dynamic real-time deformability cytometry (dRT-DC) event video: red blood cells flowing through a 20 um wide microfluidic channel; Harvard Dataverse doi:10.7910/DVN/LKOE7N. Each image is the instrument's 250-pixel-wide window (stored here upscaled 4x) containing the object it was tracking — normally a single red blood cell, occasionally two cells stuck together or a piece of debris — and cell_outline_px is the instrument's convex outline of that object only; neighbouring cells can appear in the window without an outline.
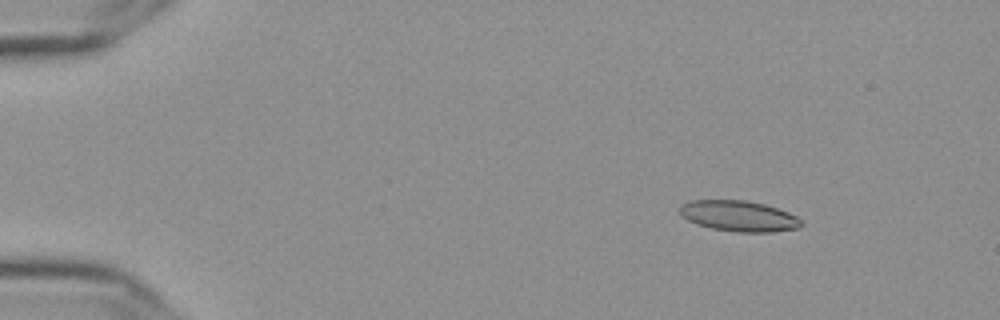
{"species": "Egyptian fruit bat (a non-hibernating species)", "species_latin": "Rousettus aegyptiacus", "temperature_condition": "cold", "stored_images_in_passage": 57, "camera_frame_rate_fps": 3000, "um_per_image_px": 0.085, "frame": {"image": 1, "passage_image": 8, "time_ms": 2.333, "image_size_px": [1000, 320], "cell_outline_px": [[804, 224], [800, 228], [772, 232], [736, 232], [712, 228], [696, 224], [680, 216], [680, 204], [692, 200], [744, 200], [764, 204], [788, 212], [796, 216]], "centroid_in_image_um": [62.79, 18.36], "position_along_channel_um": 22.2, "area_um2": 21.85}}
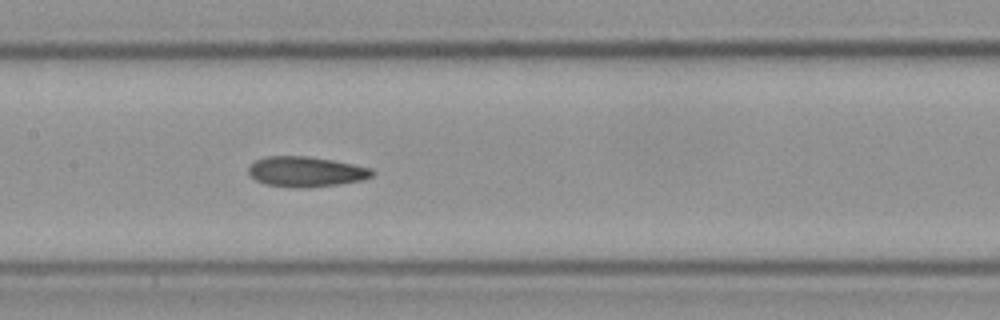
{"frame": {"image": 2, "passage_image": 29, "time_ms": 9.333, "image_size_px": [1000, 320], "cell_outline_px": [[376, 172], [372, 176], [360, 180], [336, 184], [296, 188], [292, 188], [264, 184], [256, 180], [248, 172], [248, 168], [256, 160], [268, 156], [308, 156], [332, 160], [372, 168]], "centroid_in_image_um": [25.99, 14.59], "position_along_channel_um": 181.4, "area_um2": 21.56}}
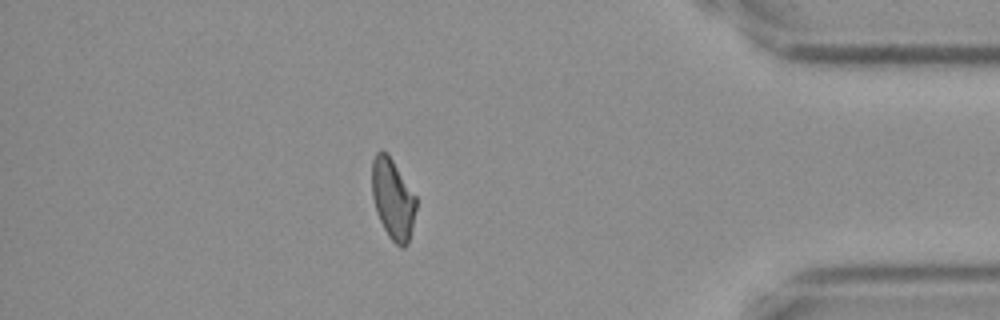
{"frame": {"image": 3, "passage_image": 50, "time_ms": 16.333, "image_size_px": [1000, 320], "cell_outline_px": [[416, 208], [408, 244], [404, 248], [400, 248], [388, 236], [376, 212], [372, 196], [372, 160], [376, 152], [380, 148], [388, 152], [416, 196]], "centroid_in_image_um": [33.38, 16.88], "position_along_channel_um": 401.8, "area_um2": 20.92}, "authors_computed_cell_mechanics": {"area_um2": 21.5594, "velocity_mm_per_s": 3.6283, "shape_relaxation_time_tau1_ms": null, "shape_relaxation_time_tau2_ms": 4.0468, "deformation_change_tau1": null, "deformation_change_tau2": 0.1194}}